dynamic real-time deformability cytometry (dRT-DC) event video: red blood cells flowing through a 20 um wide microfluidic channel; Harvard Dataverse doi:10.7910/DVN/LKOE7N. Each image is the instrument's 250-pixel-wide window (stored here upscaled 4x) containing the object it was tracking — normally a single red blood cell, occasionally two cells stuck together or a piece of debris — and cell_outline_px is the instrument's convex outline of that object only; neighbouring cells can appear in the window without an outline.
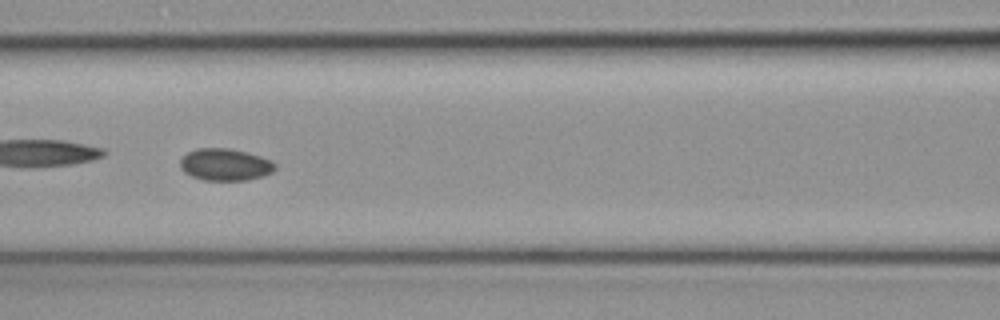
{"species": "common noctule bat (a hibernating species)", "species_latin": "Nyctalus noctula", "temperature_condition": "cold", "stored_images_in_passage": 50, "camera_frame_rate_fps": 3000, "um_per_image_px": 0.085, "animal": {"sex": "female", "body_mass_g": 19.3, "forearm_length_mm": 54.1}, "frame": {"image": 1, "passage_image": 22, "time_ms": 7.0, "image_size_px": [1000, 320], "cell_outline_px": [[276, 168], [272, 172], [264, 176], [248, 180], [204, 180], [192, 176], [184, 172], [180, 168], [180, 160], [188, 152], [196, 148], [228, 148], [248, 152], [272, 160], [276, 164]], "centroid_in_image_um": [19.16, 13.99], "position_along_channel_um": 147.4, "area_um2": 17.86}}
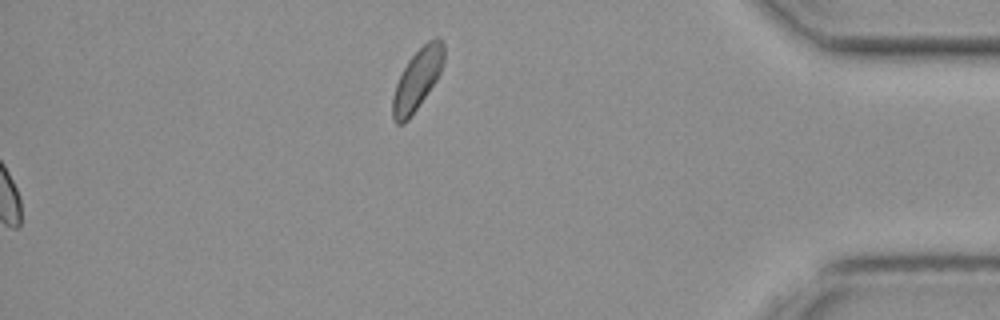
{"frame": {"image": 2, "passage_image": 50, "time_ms": 16.333, "image_size_px": [1000, 320], "cell_outline_px": [[444, 60], [440, 72], [436, 80], [408, 120], [404, 124], [396, 124], [392, 120], [392, 96], [396, 84], [408, 60], [428, 40], [436, 36], [444, 44]], "centroid_in_image_um": [35.45, 6.77], "position_along_channel_um": 399.7, "area_um2": 17.98}}